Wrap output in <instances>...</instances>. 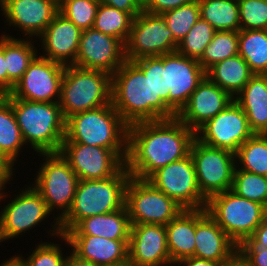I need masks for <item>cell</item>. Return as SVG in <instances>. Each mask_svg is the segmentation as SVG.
I'll use <instances>...</instances> for the list:
<instances>
[{
	"instance_id": "cell-25",
	"label": "cell",
	"mask_w": 267,
	"mask_h": 266,
	"mask_svg": "<svg viewBox=\"0 0 267 266\" xmlns=\"http://www.w3.org/2000/svg\"><path fill=\"white\" fill-rule=\"evenodd\" d=\"M243 109L254 134L267 132V75L254 74L234 97Z\"/></svg>"
},
{
	"instance_id": "cell-52",
	"label": "cell",
	"mask_w": 267,
	"mask_h": 266,
	"mask_svg": "<svg viewBox=\"0 0 267 266\" xmlns=\"http://www.w3.org/2000/svg\"><path fill=\"white\" fill-rule=\"evenodd\" d=\"M0 266H26V264L19 255H15L3 261Z\"/></svg>"
},
{
	"instance_id": "cell-41",
	"label": "cell",
	"mask_w": 267,
	"mask_h": 266,
	"mask_svg": "<svg viewBox=\"0 0 267 266\" xmlns=\"http://www.w3.org/2000/svg\"><path fill=\"white\" fill-rule=\"evenodd\" d=\"M241 30H267V0H238Z\"/></svg>"
},
{
	"instance_id": "cell-45",
	"label": "cell",
	"mask_w": 267,
	"mask_h": 266,
	"mask_svg": "<svg viewBox=\"0 0 267 266\" xmlns=\"http://www.w3.org/2000/svg\"><path fill=\"white\" fill-rule=\"evenodd\" d=\"M249 260L251 266H267V248L238 247Z\"/></svg>"
},
{
	"instance_id": "cell-11",
	"label": "cell",
	"mask_w": 267,
	"mask_h": 266,
	"mask_svg": "<svg viewBox=\"0 0 267 266\" xmlns=\"http://www.w3.org/2000/svg\"><path fill=\"white\" fill-rule=\"evenodd\" d=\"M178 44L161 14L142 10L134 17L125 43V58L134 61L142 57L162 56L176 52Z\"/></svg>"
},
{
	"instance_id": "cell-20",
	"label": "cell",
	"mask_w": 267,
	"mask_h": 266,
	"mask_svg": "<svg viewBox=\"0 0 267 266\" xmlns=\"http://www.w3.org/2000/svg\"><path fill=\"white\" fill-rule=\"evenodd\" d=\"M206 76L197 59L180 53L166 54V79L169 107L178 114Z\"/></svg>"
},
{
	"instance_id": "cell-26",
	"label": "cell",
	"mask_w": 267,
	"mask_h": 266,
	"mask_svg": "<svg viewBox=\"0 0 267 266\" xmlns=\"http://www.w3.org/2000/svg\"><path fill=\"white\" fill-rule=\"evenodd\" d=\"M131 222L126 206L118 211L82 219L64 235H91L111 240H129Z\"/></svg>"
},
{
	"instance_id": "cell-8",
	"label": "cell",
	"mask_w": 267,
	"mask_h": 266,
	"mask_svg": "<svg viewBox=\"0 0 267 266\" xmlns=\"http://www.w3.org/2000/svg\"><path fill=\"white\" fill-rule=\"evenodd\" d=\"M207 213L239 246L248 240L267 217V209L228 190L207 200Z\"/></svg>"
},
{
	"instance_id": "cell-49",
	"label": "cell",
	"mask_w": 267,
	"mask_h": 266,
	"mask_svg": "<svg viewBox=\"0 0 267 266\" xmlns=\"http://www.w3.org/2000/svg\"><path fill=\"white\" fill-rule=\"evenodd\" d=\"M175 266H220V263L192 256L181 260Z\"/></svg>"
},
{
	"instance_id": "cell-38",
	"label": "cell",
	"mask_w": 267,
	"mask_h": 266,
	"mask_svg": "<svg viewBox=\"0 0 267 266\" xmlns=\"http://www.w3.org/2000/svg\"><path fill=\"white\" fill-rule=\"evenodd\" d=\"M174 39L179 43L191 30L200 16L198 0L161 14Z\"/></svg>"
},
{
	"instance_id": "cell-19",
	"label": "cell",
	"mask_w": 267,
	"mask_h": 266,
	"mask_svg": "<svg viewBox=\"0 0 267 266\" xmlns=\"http://www.w3.org/2000/svg\"><path fill=\"white\" fill-rule=\"evenodd\" d=\"M128 249L129 266H174L165 225L131 224Z\"/></svg>"
},
{
	"instance_id": "cell-43",
	"label": "cell",
	"mask_w": 267,
	"mask_h": 266,
	"mask_svg": "<svg viewBox=\"0 0 267 266\" xmlns=\"http://www.w3.org/2000/svg\"><path fill=\"white\" fill-rule=\"evenodd\" d=\"M191 1L193 0H150L143 10L152 14H162L166 11L188 4Z\"/></svg>"
},
{
	"instance_id": "cell-7",
	"label": "cell",
	"mask_w": 267,
	"mask_h": 266,
	"mask_svg": "<svg viewBox=\"0 0 267 266\" xmlns=\"http://www.w3.org/2000/svg\"><path fill=\"white\" fill-rule=\"evenodd\" d=\"M111 90L112 76L108 73L67 65L59 101L64 118L111 104Z\"/></svg>"
},
{
	"instance_id": "cell-22",
	"label": "cell",
	"mask_w": 267,
	"mask_h": 266,
	"mask_svg": "<svg viewBox=\"0 0 267 266\" xmlns=\"http://www.w3.org/2000/svg\"><path fill=\"white\" fill-rule=\"evenodd\" d=\"M57 238L83 260L96 266L128 265L129 240H111L91 235H64Z\"/></svg>"
},
{
	"instance_id": "cell-4",
	"label": "cell",
	"mask_w": 267,
	"mask_h": 266,
	"mask_svg": "<svg viewBox=\"0 0 267 266\" xmlns=\"http://www.w3.org/2000/svg\"><path fill=\"white\" fill-rule=\"evenodd\" d=\"M131 175L124 166L115 176L101 180H79L73 203L59 221L62 234L82 219L118 211L125 206V190Z\"/></svg>"
},
{
	"instance_id": "cell-3",
	"label": "cell",
	"mask_w": 267,
	"mask_h": 266,
	"mask_svg": "<svg viewBox=\"0 0 267 266\" xmlns=\"http://www.w3.org/2000/svg\"><path fill=\"white\" fill-rule=\"evenodd\" d=\"M12 105L23 140L36 153L59 152L66 119L59 102H37L3 95Z\"/></svg>"
},
{
	"instance_id": "cell-18",
	"label": "cell",
	"mask_w": 267,
	"mask_h": 266,
	"mask_svg": "<svg viewBox=\"0 0 267 266\" xmlns=\"http://www.w3.org/2000/svg\"><path fill=\"white\" fill-rule=\"evenodd\" d=\"M0 11L6 26L22 31L25 39H37L59 13V5L54 0H0Z\"/></svg>"
},
{
	"instance_id": "cell-23",
	"label": "cell",
	"mask_w": 267,
	"mask_h": 266,
	"mask_svg": "<svg viewBox=\"0 0 267 266\" xmlns=\"http://www.w3.org/2000/svg\"><path fill=\"white\" fill-rule=\"evenodd\" d=\"M81 33L72 21L58 13L38 37L43 49V54L40 52L39 55L65 66L73 65L78 54Z\"/></svg>"
},
{
	"instance_id": "cell-40",
	"label": "cell",
	"mask_w": 267,
	"mask_h": 266,
	"mask_svg": "<svg viewBox=\"0 0 267 266\" xmlns=\"http://www.w3.org/2000/svg\"><path fill=\"white\" fill-rule=\"evenodd\" d=\"M99 4L98 0H65L59 5V13L84 31L93 28Z\"/></svg>"
},
{
	"instance_id": "cell-55",
	"label": "cell",
	"mask_w": 267,
	"mask_h": 266,
	"mask_svg": "<svg viewBox=\"0 0 267 266\" xmlns=\"http://www.w3.org/2000/svg\"><path fill=\"white\" fill-rule=\"evenodd\" d=\"M58 5L62 4L65 0H54Z\"/></svg>"
},
{
	"instance_id": "cell-39",
	"label": "cell",
	"mask_w": 267,
	"mask_h": 266,
	"mask_svg": "<svg viewBox=\"0 0 267 266\" xmlns=\"http://www.w3.org/2000/svg\"><path fill=\"white\" fill-rule=\"evenodd\" d=\"M215 29L201 17L188 34L179 42L177 52L189 58L199 59L211 42Z\"/></svg>"
},
{
	"instance_id": "cell-17",
	"label": "cell",
	"mask_w": 267,
	"mask_h": 266,
	"mask_svg": "<svg viewBox=\"0 0 267 266\" xmlns=\"http://www.w3.org/2000/svg\"><path fill=\"white\" fill-rule=\"evenodd\" d=\"M125 61V45L119 39L94 28L82 31L74 66L112 76Z\"/></svg>"
},
{
	"instance_id": "cell-46",
	"label": "cell",
	"mask_w": 267,
	"mask_h": 266,
	"mask_svg": "<svg viewBox=\"0 0 267 266\" xmlns=\"http://www.w3.org/2000/svg\"><path fill=\"white\" fill-rule=\"evenodd\" d=\"M101 4L110 5L118 10L128 12L133 17L142 12V8L137 4L135 0H98Z\"/></svg>"
},
{
	"instance_id": "cell-1",
	"label": "cell",
	"mask_w": 267,
	"mask_h": 266,
	"mask_svg": "<svg viewBox=\"0 0 267 266\" xmlns=\"http://www.w3.org/2000/svg\"><path fill=\"white\" fill-rule=\"evenodd\" d=\"M195 131L177 117L128 127L125 166L132 177L147 180L155 171L190 154Z\"/></svg>"
},
{
	"instance_id": "cell-2",
	"label": "cell",
	"mask_w": 267,
	"mask_h": 266,
	"mask_svg": "<svg viewBox=\"0 0 267 266\" xmlns=\"http://www.w3.org/2000/svg\"><path fill=\"white\" fill-rule=\"evenodd\" d=\"M128 127L111 103L66 118L63 143L111 149L125 162Z\"/></svg>"
},
{
	"instance_id": "cell-30",
	"label": "cell",
	"mask_w": 267,
	"mask_h": 266,
	"mask_svg": "<svg viewBox=\"0 0 267 266\" xmlns=\"http://www.w3.org/2000/svg\"><path fill=\"white\" fill-rule=\"evenodd\" d=\"M1 35H4V57L8 71L9 94L39 52L34 45L36 40L15 38L5 31Z\"/></svg>"
},
{
	"instance_id": "cell-50",
	"label": "cell",
	"mask_w": 267,
	"mask_h": 266,
	"mask_svg": "<svg viewBox=\"0 0 267 266\" xmlns=\"http://www.w3.org/2000/svg\"><path fill=\"white\" fill-rule=\"evenodd\" d=\"M14 167L2 156L0 153V173L8 180L13 181V175H15Z\"/></svg>"
},
{
	"instance_id": "cell-37",
	"label": "cell",
	"mask_w": 267,
	"mask_h": 266,
	"mask_svg": "<svg viewBox=\"0 0 267 266\" xmlns=\"http://www.w3.org/2000/svg\"><path fill=\"white\" fill-rule=\"evenodd\" d=\"M236 195L257 202L267 209V177L239 169L234 170L231 187Z\"/></svg>"
},
{
	"instance_id": "cell-13",
	"label": "cell",
	"mask_w": 267,
	"mask_h": 266,
	"mask_svg": "<svg viewBox=\"0 0 267 266\" xmlns=\"http://www.w3.org/2000/svg\"><path fill=\"white\" fill-rule=\"evenodd\" d=\"M147 180L184 209L206 208L190 154L155 171Z\"/></svg>"
},
{
	"instance_id": "cell-47",
	"label": "cell",
	"mask_w": 267,
	"mask_h": 266,
	"mask_svg": "<svg viewBox=\"0 0 267 266\" xmlns=\"http://www.w3.org/2000/svg\"><path fill=\"white\" fill-rule=\"evenodd\" d=\"M8 94V71L4 57V35L0 36V96Z\"/></svg>"
},
{
	"instance_id": "cell-5",
	"label": "cell",
	"mask_w": 267,
	"mask_h": 266,
	"mask_svg": "<svg viewBox=\"0 0 267 266\" xmlns=\"http://www.w3.org/2000/svg\"><path fill=\"white\" fill-rule=\"evenodd\" d=\"M37 155L43 157V162L35 173L34 182L30 184L39 192L51 212H59L56 217L53 214L52 228L48 232L51 238L58 237L62 234L59 221L72 206L79 179L60 152Z\"/></svg>"
},
{
	"instance_id": "cell-54",
	"label": "cell",
	"mask_w": 267,
	"mask_h": 266,
	"mask_svg": "<svg viewBox=\"0 0 267 266\" xmlns=\"http://www.w3.org/2000/svg\"><path fill=\"white\" fill-rule=\"evenodd\" d=\"M137 2V4L144 9L148 3L150 2V0H135Z\"/></svg>"
},
{
	"instance_id": "cell-27",
	"label": "cell",
	"mask_w": 267,
	"mask_h": 266,
	"mask_svg": "<svg viewBox=\"0 0 267 266\" xmlns=\"http://www.w3.org/2000/svg\"><path fill=\"white\" fill-rule=\"evenodd\" d=\"M133 62L151 82L154 100V121L176 118L177 114L169 107L170 91H167L166 54L142 57Z\"/></svg>"
},
{
	"instance_id": "cell-21",
	"label": "cell",
	"mask_w": 267,
	"mask_h": 266,
	"mask_svg": "<svg viewBox=\"0 0 267 266\" xmlns=\"http://www.w3.org/2000/svg\"><path fill=\"white\" fill-rule=\"evenodd\" d=\"M233 100L234 98L228 92L205 76L176 117L196 131L206 121L224 110Z\"/></svg>"
},
{
	"instance_id": "cell-36",
	"label": "cell",
	"mask_w": 267,
	"mask_h": 266,
	"mask_svg": "<svg viewBox=\"0 0 267 266\" xmlns=\"http://www.w3.org/2000/svg\"><path fill=\"white\" fill-rule=\"evenodd\" d=\"M239 31H215L211 42L198 59L201 67L207 71L217 62L238 54Z\"/></svg>"
},
{
	"instance_id": "cell-29",
	"label": "cell",
	"mask_w": 267,
	"mask_h": 266,
	"mask_svg": "<svg viewBox=\"0 0 267 266\" xmlns=\"http://www.w3.org/2000/svg\"><path fill=\"white\" fill-rule=\"evenodd\" d=\"M206 76L234 98L254 73L248 63L237 54L214 64L206 71Z\"/></svg>"
},
{
	"instance_id": "cell-31",
	"label": "cell",
	"mask_w": 267,
	"mask_h": 266,
	"mask_svg": "<svg viewBox=\"0 0 267 266\" xmlns=\"http://www.w3.org/2000/svg\"><path fill=\"white\" fill-rule=\"evenodd\" d=\"M23 147L27 148L12 105L4 96H0V153L14 167Z\"/></svg>"
},
{
	"instance_id": "cell-53",
	"label": "cell",
	"mask_w": 267,
	"mask_h": 266,
	"mask_svg": "<svg viewBox=\"0 0 267 266\" xmlns=\"http://www.w3.org/2000/svg\"><path fill=\"white\" fill-rule=\"evenodd\" d=\"M8 183H9V181L0 173V202H2L3 199L5 201V199L8 198L7 190L5 193V189H6V186L8 185Z\"/></svg>"
},
{
	"instance_id": "cell-9",
	"label": "cell",
	"mask_w": 267,
	"mask_h": 266,
	"mask_svg": "<svg viewBox=\"0 0 267 266\" xmlns=\"http://www.w3.org/2000/svg\"><path fill=\"white\" fill-rule=\"evenodd\" d=\"M125 206L131 224L167 225L184 210L148 180L132 176L125 190Z\"/></svg>"
},
{
	"instance_id": "cell-44",
	"label": "cell",
	"mask_w": 267,
	"mask_h": 266,
	"mask_svg": "<svg viewBox=\"0 0 267 266\" xmlns=\"http://www.w3.org/2000/svg\"><path fill=\"white\" fill-rule=\"evenodd\" d=\"M238 247H261L267 248V217L255 229L253 235Z\"/></svg>"
},
{
	"instance_id": "cell-42",
	"label": "cell",
	"mask_w": 267,
	"mask_h": 266,
	"mask_svg": "<svg viewBox=\"0 0 267 266\" xmlns=\"http://www.w3.org/2000/svg\"><path fill=\"white\" fill-rule=\"evenodd\" d=\"M60 244L48 242H41L36 244L32 253H29L27 258L19 255L26 266H65L68 255H63V248Z\"/></svg>"
},
{
	"instance_id": "cell-32",
	"label": "cell",
	"mask_w": 267,
	"mask_h": 266,
	"mask_svg": "<svg viewBox=\"0 0 267 266\" xmlns=\"http://www.w3.org/2000/svg\"><path fill=\"white\" fill-rule=\"evenodd\" d=\"M200 16L215 31H240L238 0H198Z\"/></svg>"
},
{
	"instance_id": "cell-14",
	"label": "cell",
	"mask_w": 267,
	"mask_h": 266,
	"mask_svg": "<svg viewBox=\"0 0 267 266\" xmlns=\"http://www.w3.org/2000/svg\"><path fill=\"white\" fill-rule=\"evenodd\" d=\"M253 135L245 112L234 100L195 131V138L203 144L234 154Z\"/></svg>"
},
{
	"instance_id": "cell-12",
	"label": "cell",
	"mask_w": 267,
	"mask_h": 266,
	"mask_svg": "<svg viewBox=\"0 0 267 266\" xmlns=\"http://www.w3.org/2000/svg\"><path fill=\"white\" fill-rule=\"evenodd\" d=\"M23 188L25 190L15 194V198L10 197L9 202L1 208L0 243L30 232V229L37 228L53 214L31 184L28 183Z\"/></svg>"
},
{
	"instance_id": "cell-28",
	"label": "cell",
	"mask_w": 267,
	"mask_h": 266,
	"mask_svg": "<svg viewBox=\"0 0 267 266\" xmlns=\"http://www.w3.org/2000/svg\"><path fill=\"white\" fill-rule=\"evenodd\" d=\"M166 227L167 247L172 264L195 252V209H184Z\"/></svg>"
},
{
	"instance_id": "cell-16",
	"label": "cell",
	"mask_w": 267,
	"mask_h": 266,
	"mask_svg": "<svg viewBox=\"0 0 267 266\" xmlns=\"http://www.w3.org/2000/svg\"><path fill=\"white\" fill-rule=\"evenodd\" d=\"M79 180H101L115 176L125 162L111 149L83 143H62L59 151Z\"/></svg>"
},
{
	"instance_id": "cell-15",
	"label": "cell",
	"mask_w": 267,
	"mask_h": 266,
	"mask_svg": "<svg viewBox=\"0 0 267 266\" xmlns=\"http://www.w3.org/2000/svg\"><path fill=\"white\" fill-rule=\"evenodd\" d=\"M65 67L38 54L10 94L26 101L59 102Z\"/></svg>"
},
{
	"instance_id": "cell-10",
	"label": "cell",
	"mask_w": 267,
	"mask_h": 266,
	"mask_svg": "<svg viewBox=\"0 0 267 266\" xmlns=\"http://www.w3.org/2000/svg\"><path fill=\"white\" fill-rule=\"evenodd\" d=\"M190 155L200 192L207 200L215 194L231 190L236 167L234 153L208 146L195 138Z\"/></svg>"
},
{
	"instance_id": "cell-51",
	"label": "cell",
	"mask_w": 267,
	"mask_h": 266,
	"mask_svg": "<svg viewBox=\"0 0 267 266\" xmlns=\"http://www.w3.org/2000/svg\"><path fill=\"white\" fill-rule=\"evenodd\" d=\"M69 251V256L66 259L65 266H96L95 264L91 263L90 261L83 260L76 256L73 252Z\"/></svg>"
},
{
	"instance_id": "cell-34",
	"label": "cell",
	"mask_w": 267,
	"mask_h": 266,
	"mask_svg": "<svg viewBox=\"0 0 267 266\" xmlns=\"http://www.w3.org/2000/svg\"><path fill=\"white\" fill-rule=\"evenodd\" d=\"M235 155L239 169L267 177V135L254 134Z\"/></svg>"
},
{
	"instance_id": "cell-48",
	"label": "cell",
	"mask_w": 267,
	"mask_h": 266,
	"mask_svg": "<svg viewBox=\"0 0 267 266\" xmlns=\"http://www.w3.org/2000/svg\"><path fill=\"white\" fill-rule=\"evenodd\" d=\"M220 266H251L249 260L237 249L229 258L220 263Z\"/></svg>"
},
{
	"instance_id": "cell-33",
	"label": "cell",
	"mask_w": 267,
	"mask_h": 266,
	"mask_svg": "<svg viewBox=\"0 0 267 266\" xmlns=\"http://www.w3.org/2000/svg\"><path fill=\"white\" fill-rule=\"evenodd\" d=\"M238 54L254 74L267 75V30H240Z\"/></svg>"
},
{
	"instance_id": "cell-24",
	"label": "cell",
	"mask_w": 267,
	"mask_h": 266,
	"mask_svg": "<svg viewBox=\"0 0 267 266\" xmlns=\"http://www.w3.org/2000/svg\"><path fill=\"white\" fill-rule=\"evenodd\" d=\"M237 249L238 245L207 213L206 208L195 209L194 257L221 263Z\"/></svg>"
},
{
	"instance_id": "cell-6",
	"label": "cell",
	"mask_w": 267,
	"mask_h": 266,
	"mask_svg": "<svg viewBox=\"0 0 267 266\" xmlns=\"http://www.w3.org/2000/svg\"><path fill=\"white\" fill-rule=\"evenodd\" d=\"M111 103L128 126L154 121L151 82L133 61L126 60L112 75Z\"/></svg>"
},
{
	"instance_id": "cell-35",
	"label": "cell",
	"mask_w": 267,
	"mask_h": 266,
	"mask_svg": "<svg viewBox=\"0 0 267 266\" xmlns=\"http://www.w3.org/2000/svg\"><path fill=\"white\" fill-rule=\"evenodd\" d=\"M134 17L106 4H99L93 28L119 39L124 45L129 37Z\"/></svg>"
}]
</instances>
